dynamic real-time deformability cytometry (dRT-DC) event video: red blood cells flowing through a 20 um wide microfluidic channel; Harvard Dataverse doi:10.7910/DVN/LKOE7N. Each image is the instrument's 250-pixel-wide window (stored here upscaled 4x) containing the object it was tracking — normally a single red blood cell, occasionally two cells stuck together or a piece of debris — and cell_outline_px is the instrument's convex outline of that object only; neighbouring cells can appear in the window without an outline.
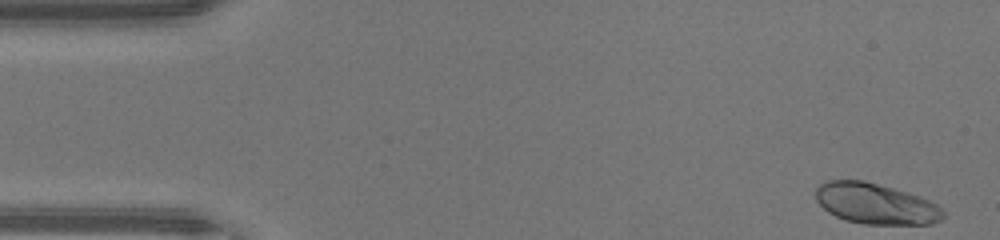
{"species": "human", "species_latin": "Homo sapiens", "temperature_condition": "warm", "stored_images_in_passage": 45, "camera_frame_rate_fps": 3000, "um_per_image_px": 0.085, "donor": {"sex": "male"}, "frame": {"image": 1, "passage_image": 1, "time_ms": 0.0, "image_size_px": [1000, 240], "cell_outline_px": [[944, 216], [940, 220], [932, 224], [864, 224], [844, 220], [828, 212], [816, 200], [816, 188], [824, 180], [864, 180], [908, 192], [920, 196], [936, 204], [944, 212]], "centroid_in_image_um": [74.41, 17.31], "position_along_channel_um": 10.6, "area_um2": 30.35}}
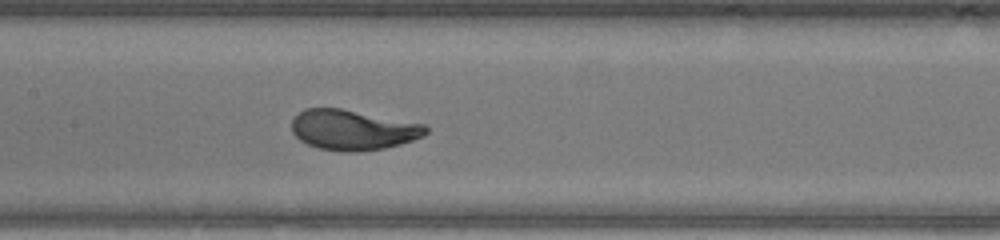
{"frame": {"image": 2, "passage_image": 21, "time_ms": 6.667, "image_size_px": [1000, 240], "cell_outline_px": [[428, 132], [424, 136], [400, 144], [384, 148], [356, 152], [344, 152], [320, 148], [308, 144], [300, 140], [292, 132], [292, 120], [304, 108], [340, 108], [424, 124], [428, 128]], "centroid_in_image_um": [29.99, 11.04], "position_along_channel_um": 177.4, "area_um2": 31.27}}
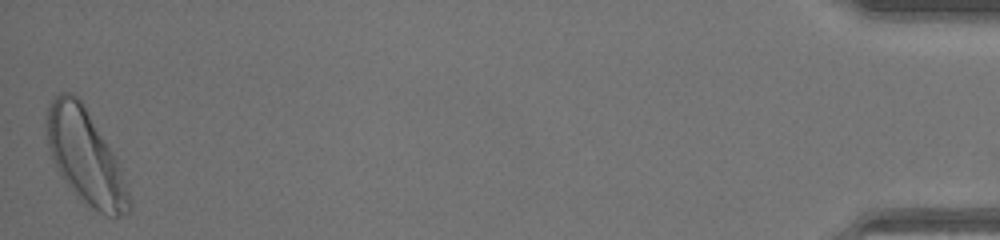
{"frame": {"image": 3, "passage_image": 45, "time_ms": 14.667, "image_size_px": [1000, 240], "cell_outline_px": [[132, 208], [128, 212], [120, 216], [108, 216], [88, 208], [80, 200], [64, 180], [52, 160], [48, 144], [44, 124], [48, 104], [52, 96], [60, 92], [72, 92], [84, 104], [116, 156], [120, 164], [132, 200]], "centroid_in_image_um": [7.25, 13.32], "position_along_channel_um": 427.9, "area_um2": 46.01}, "authors_computed_cell_mechanics": {"area_um2": 31.212, "velocity_mm_per_s": 4.445, "shape_relaxation_time_tau1_ms": 4.2992, "shape_relaxation_time_tau2_ms": null, "deformation_change_tau1": 0.2481, "deformation_change_tau2": null}}